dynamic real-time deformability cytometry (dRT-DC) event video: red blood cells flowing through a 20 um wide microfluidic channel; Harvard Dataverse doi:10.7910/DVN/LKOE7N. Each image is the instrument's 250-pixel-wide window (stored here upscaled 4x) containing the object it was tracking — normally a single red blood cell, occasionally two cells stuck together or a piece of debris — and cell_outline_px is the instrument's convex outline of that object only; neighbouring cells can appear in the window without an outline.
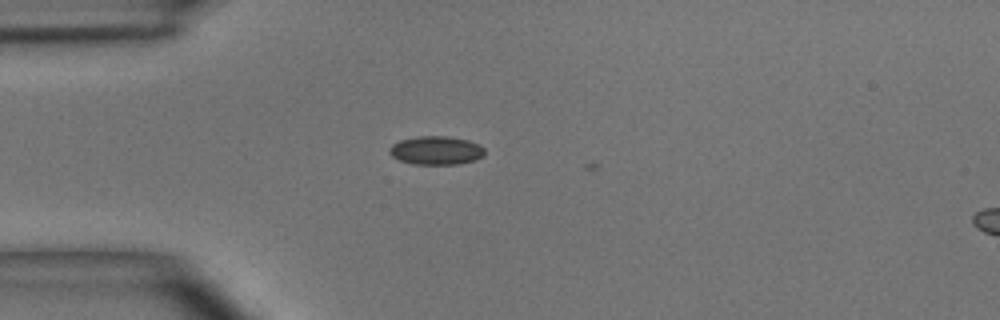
{"species": "common noctule bat (a hibernating species)", "species_latin": "Nyctalus noctula", "temperature_condition": "room temperature", "stored_images_in_passage": 2, "camera_frame_rate_fps": 3000, "um_per_image_px": 0.085, "animal": {"sex": "male", "body_mass_g": 15.6}, "frame": {"image": 1, "passage_image": 1, "time_ms": 0.0, "image_size_px": [1000, 320], "cell_outline_px": [[484, 156], [476, 160], [456, 164], [412, 164], [400, 160], [392, 156], [388, 152], [388, 148], [392, 144], [400, 140], [416, 136], [448, 136], [468, 140], [480, 144], [484, 148]], "centroid_in_image_um": [37.07, 12.78], "position_along_channel_um": 47.9, "area_um2": 16.01}}